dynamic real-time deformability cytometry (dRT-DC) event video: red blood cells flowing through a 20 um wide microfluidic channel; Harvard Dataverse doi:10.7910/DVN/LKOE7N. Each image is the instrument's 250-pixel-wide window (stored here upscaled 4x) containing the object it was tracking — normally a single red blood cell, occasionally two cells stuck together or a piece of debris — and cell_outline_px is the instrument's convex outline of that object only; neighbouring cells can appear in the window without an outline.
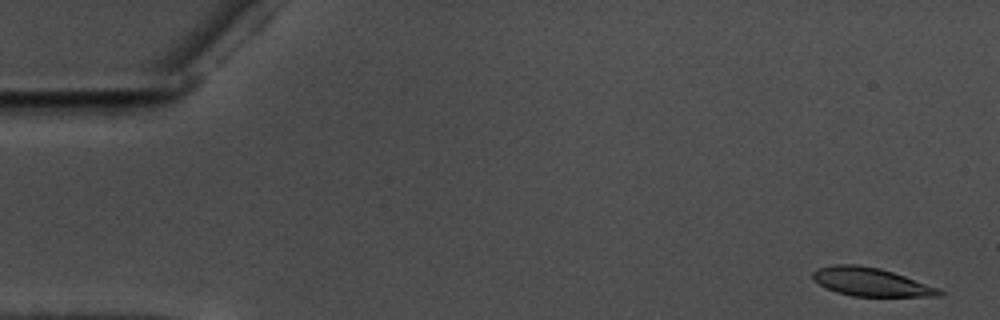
{"species": "common noctule bat (a hibernating species)", "species_latin": "Nyctalus noctula", "temperature_condition": "warm", "stored_images_in_passage": 57, "camera_frame_rate_fps": 3000, "um_per_image_px": 0.085, "animal": {"sex": "male", "body_mass_g": 17.5, "forearm_length_mm": 52.3}, "frame": {"image": 1, "passage_image": 2, "time_ms": 0.333, "image_size_px": [1000, 320], "cell_outline_px": [[944, 292], [940, 296], [852, 296], [836, 292], [812, 280], [812, 272], [816, 268], [836, 264], [860, 264], [880, 268], [940, 288]], "centroid_in_image_um": [74.0, 23.95], "position_along_channel_um": 11.0, "area_um2": 20.92}}
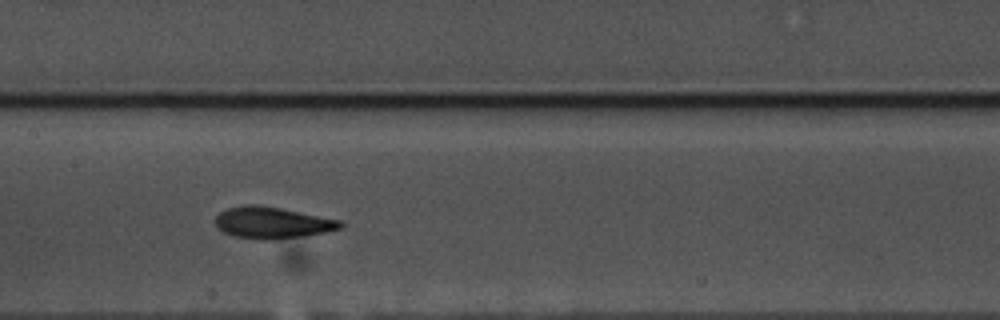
{"frame": {"image": 2, "passage_image": 28, "time_ms": 9.0, "image_size_px": [1000, 320], "cell_outline_px": [[344, 224], [340, 228], [328, 232], [300, 236], [268, 240], [256, 240], [236, 236], [224, 232], [216, 228], [216, 216], [220, 212], [228, 208], [244, 204], [260, 204], [340, 220]], "centroid_in_image_um": [23.11, 18.92], "position_along_channel_um": 184.3, "area_um2": 22.95}}
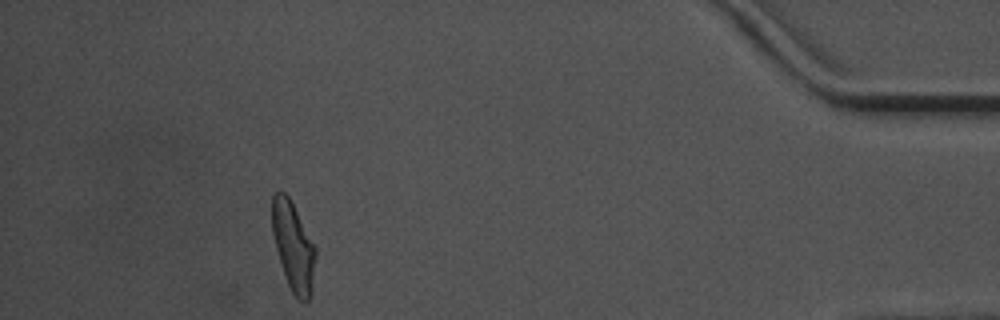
{"frame": {"image": 3, "passage_image": 52, "time_ms": 17.0, "image_size_px": [1000, 320], "cell_outline_px": [[316, 256], [312, 292], [308, 300], [300, 300], [292, 292], [288, 284], [276, 248], [272, 232], [272, 196], [276, 192], [284, 192], [288, 196], [316, 244]], "centroid_in_image_um": [24.96, 20.92], "position_along_channel_um": 410.2, "area_um2": 22.43}, "authors_computed_cell_mechanics": {"area_um2": 22.4264, "velocity_mm_per_s": 3.5613, "shape_relaxation_time_tau1_ms": 5.1156, "shape_relaxation_time_tau2_ms": 2.9648, "deformation_change_tau1": 0.1797, "deformation_change_tau2": 0.099}}